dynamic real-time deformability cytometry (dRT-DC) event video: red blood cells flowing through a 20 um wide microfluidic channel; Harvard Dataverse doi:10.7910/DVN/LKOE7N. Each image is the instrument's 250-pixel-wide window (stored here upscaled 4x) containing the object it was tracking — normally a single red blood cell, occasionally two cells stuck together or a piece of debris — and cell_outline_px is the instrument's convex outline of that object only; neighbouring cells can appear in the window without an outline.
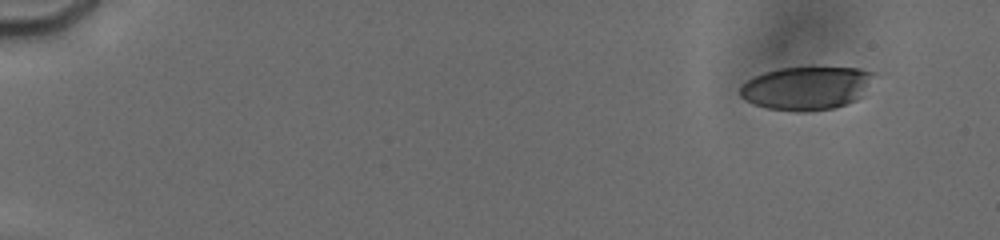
{"species": "human", "species_latin": "Homo sapiens", "temperature_condition": "cold", "stored_images_in_passage": 54, "camera_frame_rate_fps": 3000, "um_per_image_px": 0.085, "donor": {"sex": "male"}, "frame": {"image": 1, "passage_image": 6, "time_ms": 1.667, "image_size_px": [1000, 240], "cell_outline_px": [[872, 72], [860, 96], [856, 100], [832, 108], [804, 112], [796, 112], [768, 108], [752, 104], [744, 100], [740, 96], [740, 88], [748, 80], [764, 72], [780, 68], [860, 68]], "centroid_in_image_um": [68.45, 7.51], "position_along_channel_um": 16.6, "area_um2": 33.0}}
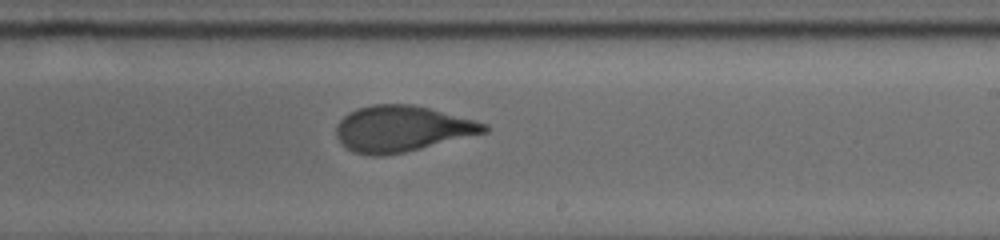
{"frame": {"image": 2, "passage_image": 38, "time_ms": 12.0, "image_size_px": [1000, 240], "cell_outline_px": [[488, 132], [404, 152], [384, 156], [368, 156], [352, 152], [336, 136], [336, 124], [344, 116], [356, 108], [372, 104], [412, 104], [428, 108], [488, 124]], "centroid_in_image_um": [34.13, 10.95], "position_along_channel_um": 254.9, "area_um2": 39.42}}
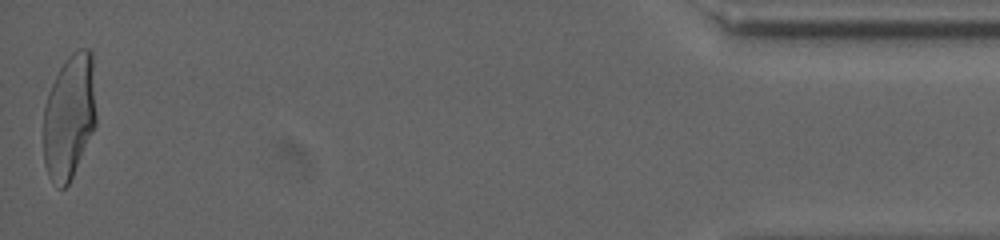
{"frame": {"image": 3, "passage_image": 54, "time_ms": 18.667, "image_size_px": [1000, 240], "cell_outline_px": [[96, 124], [72, 176], [68, 184], [64, 188], [60, 188], [48, 176], [44, 164], [44, 108], [48, 92], [60, 68], [68, 56], [72, 52], [80, 48], [88, 48], [92, 52], [96, 116]], "centroid_in_image_um": [5.89, 9.89], "position_along_channel_um": 429.3, "area_um2": 38.21}, "authors_computed_cell_mechanics": {"area_um2": 38.8994, "velocity_mm_per_s": 3.8216, "shape_relaxation_time_tau1_ms": 5.3874, "shape_relaxation_time_tau2_ms": 0.8128, "deformation_change_tau1": 0.2153, "deformation_change_tau2": 0.0804}}